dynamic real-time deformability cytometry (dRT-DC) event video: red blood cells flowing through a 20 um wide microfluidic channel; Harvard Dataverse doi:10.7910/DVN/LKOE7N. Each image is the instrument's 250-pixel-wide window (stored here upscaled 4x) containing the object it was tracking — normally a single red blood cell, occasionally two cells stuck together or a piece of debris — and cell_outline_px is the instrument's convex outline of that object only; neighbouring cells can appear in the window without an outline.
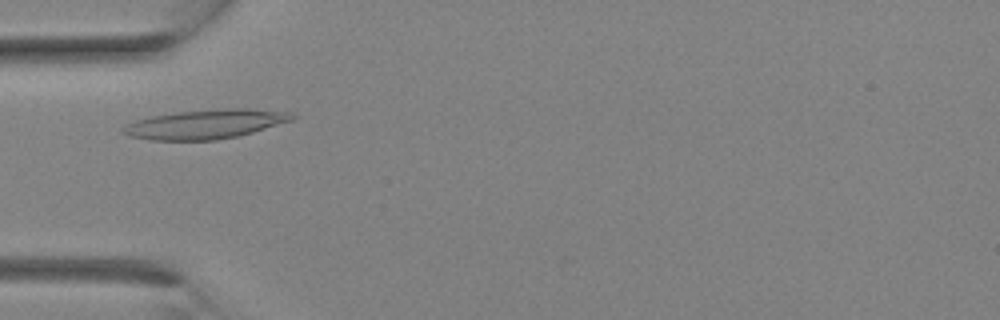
{"species": "Egyptian fruit bat (a non-hibernating species)", "species_latin": "Rousettus aegyptiacus", "temperature_condition": "room temperature", "stored_images_in_passage": 2, "camera_frame_rate_fps": 3000, "um_per_image_px": 0.085, "animal": {"sex": "female"}, "frame": {"image": 1, "passage_image": 2, "time_ms": 1.0, "image_size_px": [1000, 320], "cell_outline_px": [[296, 116], [292, 120], [252, 132], [236, 136], [216, 140], [152, 140], [128, 136], [120, 132], [120, 128], [136, 120], [148, 116], [176, 112], [228, 108], [248, 108], [288, 112]], "centroid_in_image_um": [17.4, 10.55], "position_along_channel_um": 67.6, "area_um2": 28.73}}